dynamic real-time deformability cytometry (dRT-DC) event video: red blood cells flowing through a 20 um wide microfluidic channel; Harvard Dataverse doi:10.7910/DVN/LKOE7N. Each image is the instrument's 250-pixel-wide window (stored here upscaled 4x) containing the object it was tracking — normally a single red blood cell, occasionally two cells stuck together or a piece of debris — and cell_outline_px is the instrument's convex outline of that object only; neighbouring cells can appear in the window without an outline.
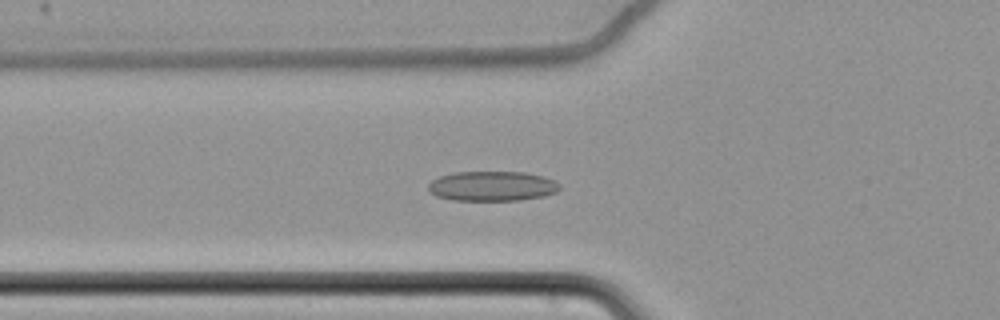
{"species": "common noctule bat (a hibernating species)", "species_latin": "Nyctalus noctula", "temperature_condition": "cold", "stored_images_in_passage": 65, "camera_frame_rate_fps": 3000, "um_per_image_px": 0.085, "animal": {"sex": "female", "body_mass_g": 22.7, "forearm_length_mm": 54.2}, "frame": {"image": 1, "passage_image": 27, "time_ms": 8.667, "image_size_px": [1000, 320], "cell_outline_px": [[560, 188], [556, 192], [544, 196], [520, 200], [452, 200], [436, 196], [428, 192], [428, 184], [432, 180], [440, 176], [456, 172], [524, 172], [544, 176], [560, 184]], "centroid_in_image_um": [41.82, 15.82], "position_along_channel_um": 84.0, "area_um2": 22.89}}
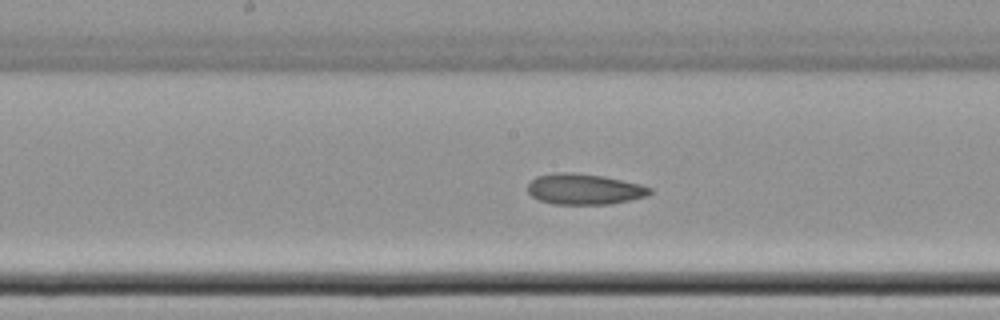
{"frame": {"image": 2, "passage_image": 37, "time_ms": 12.0, "image_size_px": [1000, 320], "cell_outline_px": [[652, 192], [648, 196], [608, 204], [552, 204], [540, 200], [532, 196], [528, 192], [528, 184], [536, 176], [556, 172], [572, 172], [604, 176], [640, 184], [652, 188]], "centroid_in_image_um": [49.66, 16.07], "position_along_channel_um": 198.5, "area_um2": 21.91}}
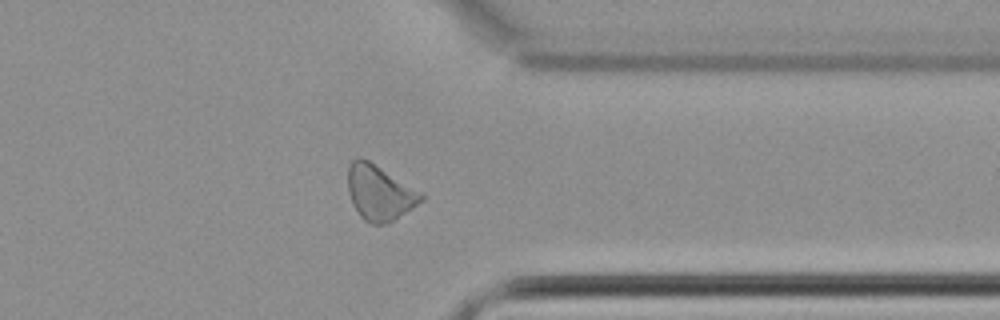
{"frame": {"image": 3, "passage_image": 53, "time_ms": 17.333, "image_size_px": [1000, 320], "cell_outline_px": [[424, 200], [388, 224], [368, 224], [360, 216], [352, 204], [348, 192], [348, 164], [352, 160], [360, 156], [368, 160], [424, 192]], "centroid_in_image_um": [32.27, 16.38], "position_along_channel_um": 379.1, "area_um2": 23.93}, "authors_computed_cell_mechanics": {"area_um2": 23.7558, "velocity_mm_per_s": 3.4507, "shape_relaxation_time_tau1_ms": null, "shape_relaxation_time_tau2_ms": 7.0786, "deformation_change_tau1": null, "deformation_change_tau2": 0.1398}}